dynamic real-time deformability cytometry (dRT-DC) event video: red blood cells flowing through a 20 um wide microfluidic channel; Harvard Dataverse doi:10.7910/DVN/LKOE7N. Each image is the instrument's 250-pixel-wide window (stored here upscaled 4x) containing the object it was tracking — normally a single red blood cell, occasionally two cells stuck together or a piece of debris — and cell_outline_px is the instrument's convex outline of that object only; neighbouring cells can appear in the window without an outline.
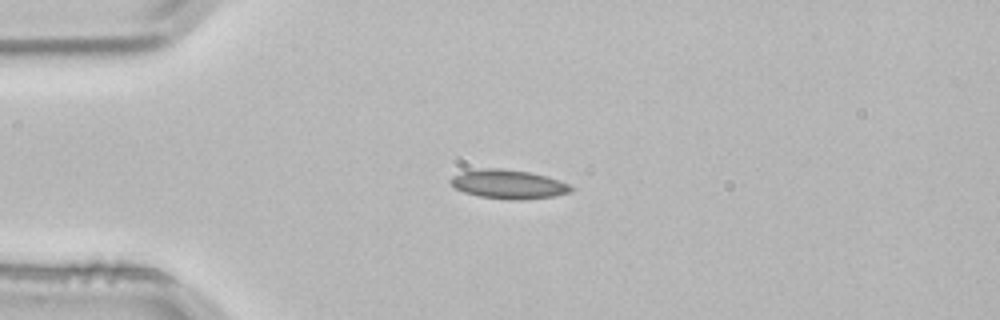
{"species": "common noctule bat (a hibernating species)", "species_latin": "Nyctalus noctula", "temperature_condition": "room temperature", "stored_images_in_passage": 2, "camera_frame_rate_fps": 3000, "um_per_image_px": 0.085, "animal": {"sex": "male", "body_mass_g": 21.5, "forearm_length_mm": 52.0}, "frame": {"image": 1, "passage_image": 2, "time_ms": 0.333, "image_size_px": [1000, 320], "cell_outline_px": [[576, 188], [572, 192], [556, 196], [520, 200], [512, 200], [480, 196], [464, 192], [456, 188], [448, 180], [452, 176], [460, 172], [484, 168], [500, 168], [528, 172], [548, 176], [568, 184]], "centroid_in_image_um": [43.25, 15.66], "position_along_channel_um": 41.7, "area_um2": 20.4}}